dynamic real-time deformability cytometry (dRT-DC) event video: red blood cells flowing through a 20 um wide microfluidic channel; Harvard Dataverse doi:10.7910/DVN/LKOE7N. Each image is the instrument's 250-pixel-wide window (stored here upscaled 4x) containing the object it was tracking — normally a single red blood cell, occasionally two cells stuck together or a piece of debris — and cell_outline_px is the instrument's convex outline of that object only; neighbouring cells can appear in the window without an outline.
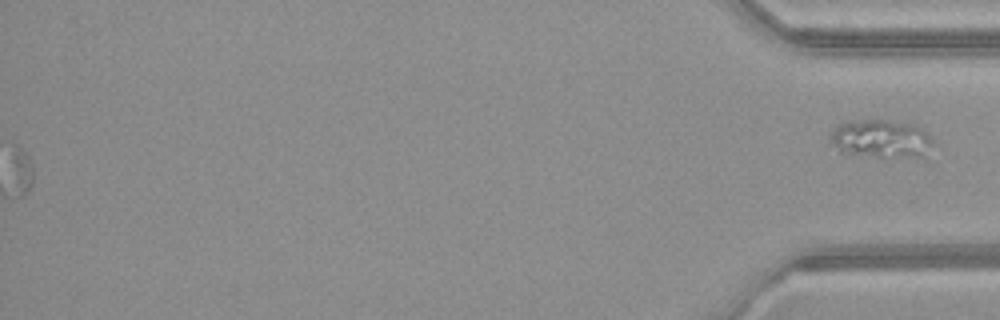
{"species": "common noctule bat (a hibernating species)", "species_latin": "Nyctalus noctula", "temperature_condition": "warm", "stored_images_in_passage": 35, "segment_of_instrument_passage": [2, 2], "camera_frame_rate_fps": 3000, "um_per_image_px": 0.085, "animal": {"sex": "female", "body_mass_g": 21.9}, "frame": {"image": 1, "passage_image": 35, "time_ms": 11.333, "image_size_px": [1000, 320], "cell_outline_px": [[932, 144], [928, 160], [924, 160], [876, 156], [840, 152], [828, 144], [828, 136], [840, 124], [848, 120], [884, 120], [916, 124], [928, 132], [932, 136]], "centroid_in_image_um": [74.98, 11.84], "position_along_channel_um": 360.2, "area_um2": 23.99}}